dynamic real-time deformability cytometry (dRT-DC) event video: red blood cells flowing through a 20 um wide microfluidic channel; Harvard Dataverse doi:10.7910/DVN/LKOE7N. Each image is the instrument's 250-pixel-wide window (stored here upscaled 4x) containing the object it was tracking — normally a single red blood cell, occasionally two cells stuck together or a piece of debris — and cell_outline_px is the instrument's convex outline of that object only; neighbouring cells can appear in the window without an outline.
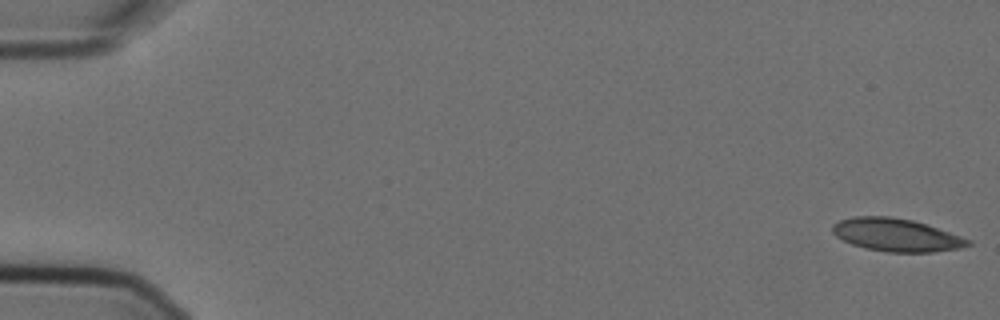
{"species": "Egyptian fruit bat (a non-hibernating species)", "species_latin": "Rousettus aegyptiacus", "temperature_condition": "cold", "stored_images_in_passage": 5, "camera_frame_rate_fps": 3000, "um_per_image_px": 0.085, "animal": {"sex": "female"}, "frame": {"image": 1, "passage_image": 1, "time_ms": 0.0, "image_size_px": [1000, 320], "cell_outline_px": [[972, 244], [960, 248], [932, 252], [888, 252], [864, 248], [852, 244], [836, 236], [832, 232], [832, 224], [840, 220], [852, 216], [888, 216], [912, 220], [972, 240]], "centroid_in_image_um": [76.15, 19.97], "position_along_channel_um": 8.8, "area_um2": 25.78}}
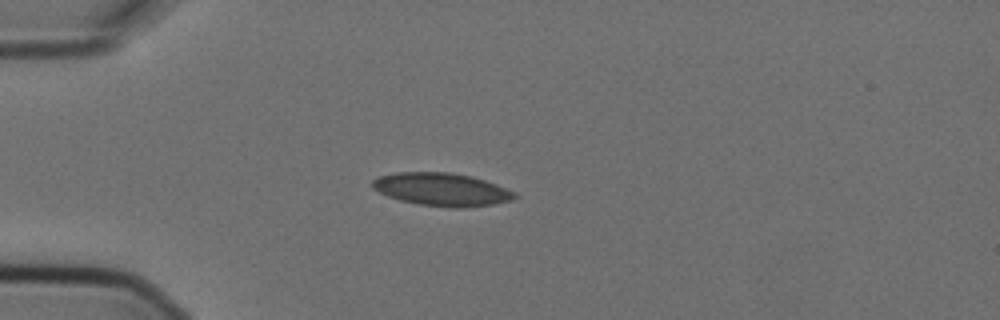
{"frame": {"image": 2, "passage_image": 5, "time_ms": 1.333, "image_size_px": [1000, 320], "cell_outline_px": [[520, 196], [512, 200], [492, 204], [464, 208], [448, 208], [420, 204], [400, 200], [388, 196], [372, 188], [372, 180], [380, 176], [396, 172], [448, 172], [472, 176], [496, 184], [516, 192]], "centroid_in_image_um": [37.58, 16.1], "position_along_channel_um": 47.4, "area_um2": 27.4}}